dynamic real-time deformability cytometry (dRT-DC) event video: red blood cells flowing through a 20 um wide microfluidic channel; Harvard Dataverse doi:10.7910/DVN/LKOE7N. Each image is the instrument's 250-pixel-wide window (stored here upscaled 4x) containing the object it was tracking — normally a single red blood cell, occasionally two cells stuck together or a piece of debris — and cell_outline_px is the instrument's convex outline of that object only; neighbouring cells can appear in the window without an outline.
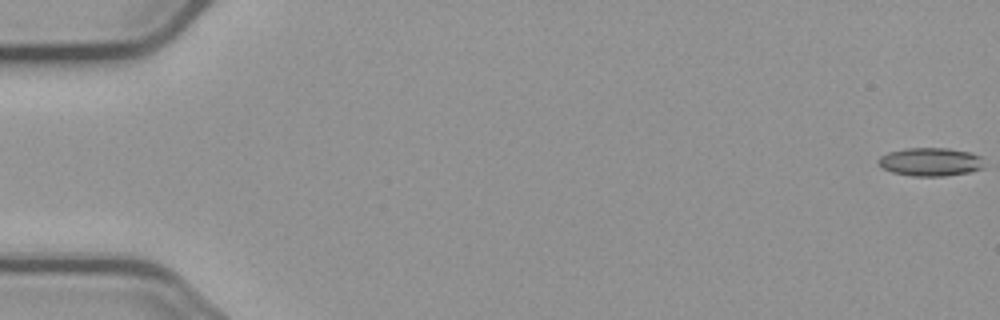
{"species": "common noctule bat (a hibernating species)", "species_latin": "Nyctalus noctula", "temperature_condition": "cold", "stored_images_in_passage": 6, "camera_frame_rate_fps": 3000, "um_per_image_px": 0.085, "animal": {"sex": "male", "body_mass_g": 23.1, "forearm_length_mm": 52.7}, "frame": {"image": 1, "passage_image": 1, "time_ms": 0.0, "image_size_px": [1000, 320], "cell_outline_px": [[984, 168], [968, 172], [944, 176], [912, 176], [892, 172], [876, 164], [876, 160], [880, 156], [888, 152], [904, 148], [948, 148], [972, 152], [980, 156]], "centroid_in_image_um": [79.05, 13.75], "position_along_channel_um": 5.9, "area_um2": 17.63}}
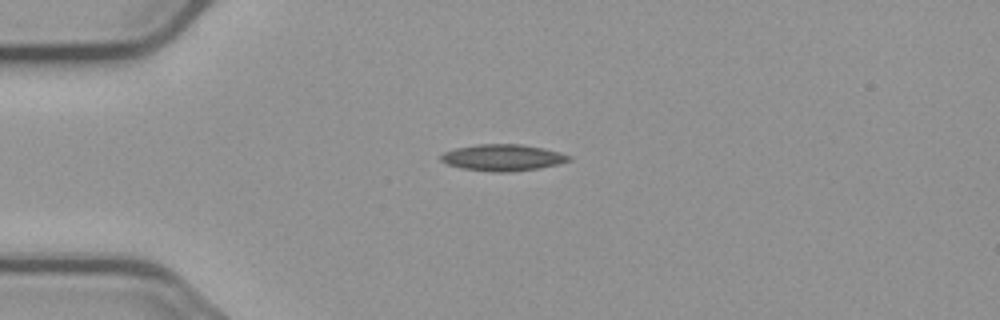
{"frame": {"image": 2, "passage_image": 5, "time_ms": 4.667, "image_size_px": [1000, 320], "cell_outline_px": [[572, 160], [560, 164], [512, 172], [492, 172], [460, 168], [448, 164], [440, 160], [440, 156], [444, 152], [456, 148], [476, 144], [520, 144], [544, 148], [560, 152], [572, 156]], "centroid_in_image_um": [42.75, 13.39], "position_along_channel_um": 42.2, "area_um2": 19.88}}